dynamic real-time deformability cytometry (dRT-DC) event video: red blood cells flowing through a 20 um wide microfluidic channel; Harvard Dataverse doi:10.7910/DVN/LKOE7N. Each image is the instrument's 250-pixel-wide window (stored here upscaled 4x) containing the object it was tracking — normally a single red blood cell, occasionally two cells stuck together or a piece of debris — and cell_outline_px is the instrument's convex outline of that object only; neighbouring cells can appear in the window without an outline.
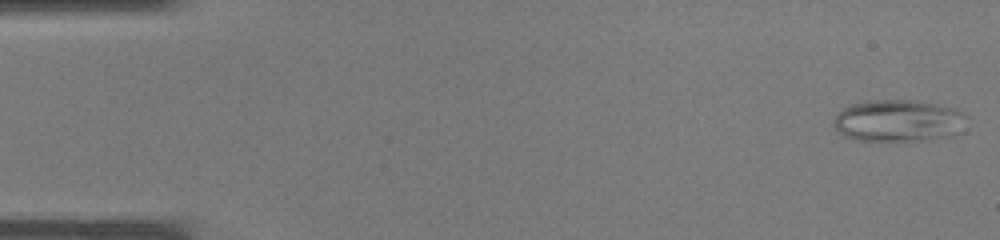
{"species": "common noctule bat (a hibernating species)", "species_latin": "Nyctalus noctula", "temperature_condition": "warm", "stored_images_in_passage": 5, "camera_frame_rate_fps": 3000, "um_per_image_px": 0.085, "animal": {"sex": "male", "body_mass_g": 19.0, "forearm_length_mm": 50.8}, "frame": {"image": 1, "passage_image": 1, "time_ms": 0.0, "image_size_px": [1000, 240], "cell_outline_px": [[968, 116], [964, 132], [952, 136], [920, 140], [852, 140], [844, 136], [832, 124], [832, 120], [844, 108], [852, 104], [876, 100], [916, 100], [936, 104], [952, 108], [964, 112]], "centroid_in_image_um": [76.43, 10.27], "position_along_channel_um": 8.6, "area_um2": 32.71}}